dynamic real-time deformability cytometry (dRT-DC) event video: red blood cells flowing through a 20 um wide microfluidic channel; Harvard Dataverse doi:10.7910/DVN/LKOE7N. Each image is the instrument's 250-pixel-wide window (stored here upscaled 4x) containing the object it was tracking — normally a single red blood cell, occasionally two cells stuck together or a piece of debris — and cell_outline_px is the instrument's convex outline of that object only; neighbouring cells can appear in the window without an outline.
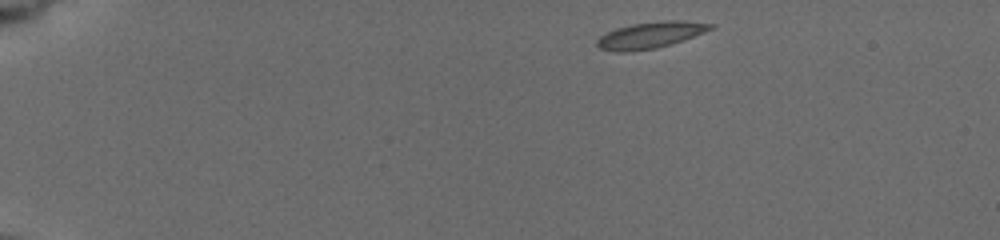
{"species": "common noctule bat (a hibernating species)", "species_latin": "Nyctalus noctula", "temperature_condition": "cold", "stored_images_in_passage": 45, "camera_frame_rate_fps": 3000, "um_per_image_px": 0.085, "animal": {"sex": "female", "body_mass_g": 19.5, "forearm_length_mm": 54.1}, "frame": {"image": 1, "passage_image": 1, "time_ms": 0.0, "image_size_px": [1000, 240], "cell_outline_px": [[716, 24], [712, 28], [704, 32], [684, 40], [672, 44], [656, 48], [628, 52], [612, 52], [600, 48], [596, 44], [596, 40], [604, 32], [616, 28], [632, 24], [664, 20], [684, 20]], "centroid_in_image_um": [55.26, 2.98], "position_along_channel_um": 29.7, "area_um2": 17.69}}
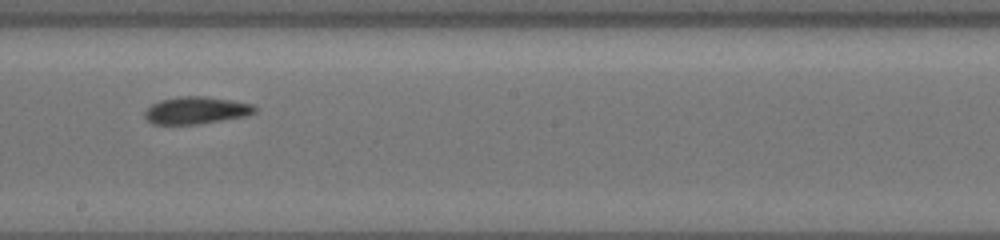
{"frame": {"image": 2, "passage_image": 26, "time_ms": 8.0, "image_size_px": [1000, 240], "cell_outline_px": [[256, 112], [244, 116], [196, 124], [152, 124], [144, 116], [144, 112], [152, 104], [160, 100], [180, 96], [204, 96], [232, 100], [256, 104]], "centroid_in_image_um": [16.68, 9.37], "position_along_channel_um": 231.5, "area_um2": 17.4}}
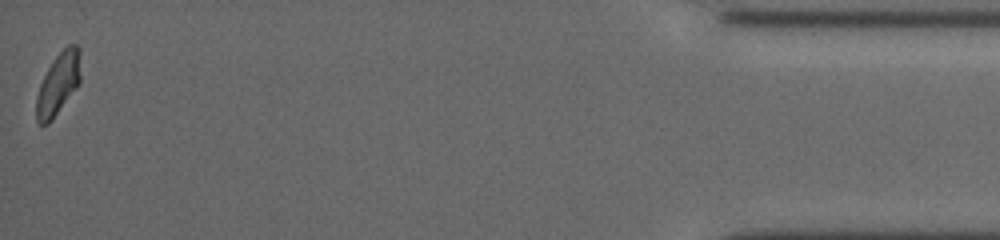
{"frame": {"image": 3, "passage_image": 45, "time_ms": 15.333, "image_size_px": [1000, 240], "cell_outline_px": [[80, 84], [52, 120], [48, 124], [40, 124], [36, 120], [36, 96], [40, 84], [48, 68], [56, 56], [68, 44], [76, 44], [80, 48]], "centroid_in_image_um": [4.97, 7.12], "position_along_channel_um": 430.2, "area_um2": 16.07}, "authors_computed_cell_mechanics": {"area_um2": 17.2244, "velocity_mm_per_s": 3.7435, "shape_relaxation_time_tau1_ms": 7.7058, "shape_relaxation_time_tau2_ms": 8.6677, "deformation_change_tau1": 0.1609, "deformation_change_tau2": 0.1017}}